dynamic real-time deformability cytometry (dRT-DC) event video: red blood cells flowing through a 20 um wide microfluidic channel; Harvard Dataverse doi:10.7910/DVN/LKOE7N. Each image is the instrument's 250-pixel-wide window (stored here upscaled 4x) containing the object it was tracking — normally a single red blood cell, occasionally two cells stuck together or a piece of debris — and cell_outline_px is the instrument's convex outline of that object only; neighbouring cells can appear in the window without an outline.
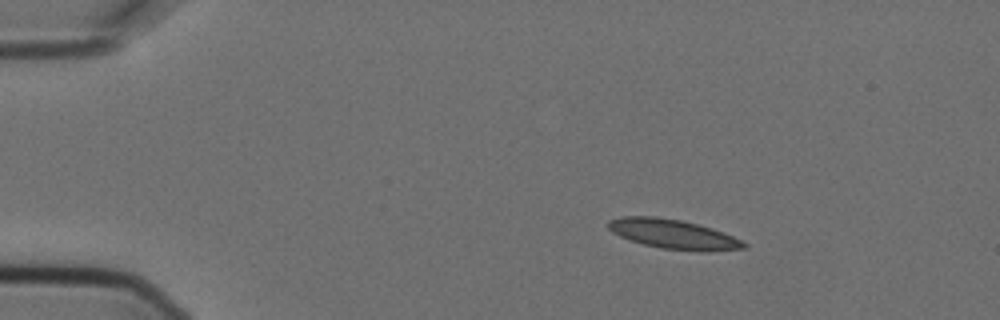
{"species": "Egyptian fruit bat (a non-hibernating species)", "species_latin": "Rousettus aegyptiacus", "temperature_condition": "cold", "stored_images_in_passage": 2, "camera_frame_rate_fps": 3000, "um_per_image_px": 0.085, "animal": {"sex": "female"}, "frame": {"image": 1, "passage_image": 1, "time_ms": 0.0, "image_size_px": [1000, 320], "cell_outline_px": [[748, 248], [708, 252], [700, 252], [660, 248], [628, 240], [612, 232], [608, 228], [608, 220], [620, 216], [652, 216], [680, 220], [712, 228], [732, 236], [748, 244]], "centroid_in_image_um": [57.23, 19.91], "position_along_channel_um": 27.8, "area_um2": 23.41}}